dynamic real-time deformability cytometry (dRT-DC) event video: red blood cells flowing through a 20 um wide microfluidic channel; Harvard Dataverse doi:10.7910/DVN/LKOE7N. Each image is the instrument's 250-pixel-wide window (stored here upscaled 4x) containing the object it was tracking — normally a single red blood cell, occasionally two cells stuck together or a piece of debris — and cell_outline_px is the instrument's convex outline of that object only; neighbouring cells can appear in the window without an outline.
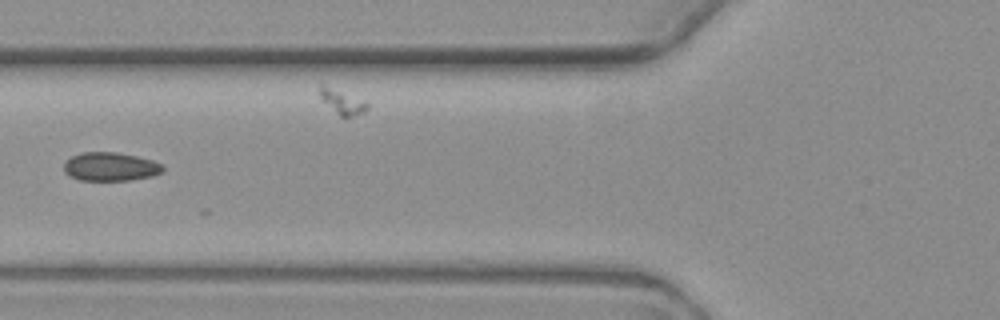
{"species": "common noctule bat (a hibernating species)", "species_latin": "Nyctalus noctula", "temperature_condition": "warm", "stored_images_in_passage": 7, "camera_frame_rate_fps": 3000, "um_per_image_px": 0.085, "animal": {"sex": "female", "body_mass_g": 19.3, "forearm_length_mm": 54.1}, "frame": {"image": 1, "passage_image": 3, "time_ms": 2.333, "image_size_px": [1000, 320], "cell_outline_px": [[164, 172], [152, 176], [132, 180], [80, 180], [68, 176], [64, 172], [64, 164], [72, 156], [80, 152], [116, 152], [136, 156], [152, 160], [164, 164]], "centroid_in_image_um": [9.41, 14.17], "position_along_channel_um": 116.4, "area_um2": 16.65}}
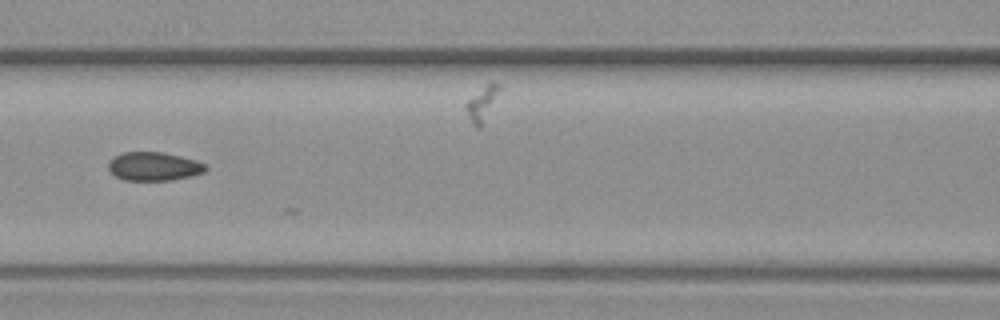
{"frame": {"image": 2, "passage_image": 4, "time_ms": 3.333, "image_size_px": [1000, 320], "cell_outline_px": [[208, 168], [204, 172], [172, 180], [124, 180], [116, 176], [108, 168], [108, 160], [112, 156], [124, 152], [164, 152], [196, 160], [208, 164]], "centroid_in_image_um": [13.07, 14.13], "position_along_channel_um": 153.5, "area_um2": 16.3}}
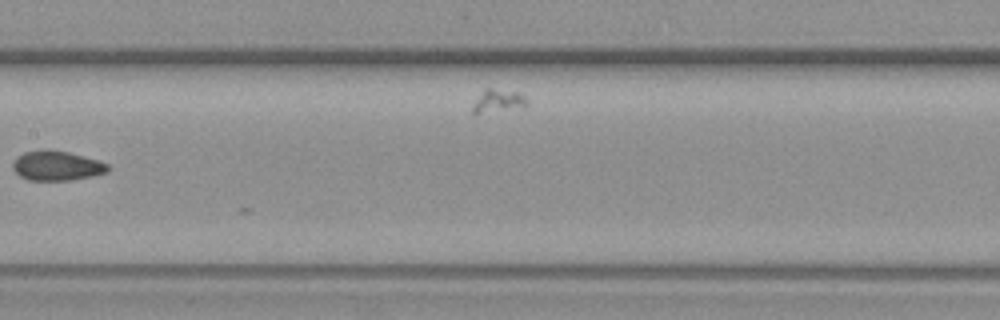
{"frame": {"image": 3, "passage_image": 5, "time_ms": 4.667, "image_size_px": [1000, 320], "cell_outline_px": [[112, 168], [108, 172], [92, 176], [72, 180], [28, 180], [20, 176], [12, 168], [12, 164], [24, 152], [68, 152], [96, 160], [108, 164]], "centroid_in_image_um": [4.88, 14.14], "position_along_channel_um": 202.5, "area_um2": 15.78}}